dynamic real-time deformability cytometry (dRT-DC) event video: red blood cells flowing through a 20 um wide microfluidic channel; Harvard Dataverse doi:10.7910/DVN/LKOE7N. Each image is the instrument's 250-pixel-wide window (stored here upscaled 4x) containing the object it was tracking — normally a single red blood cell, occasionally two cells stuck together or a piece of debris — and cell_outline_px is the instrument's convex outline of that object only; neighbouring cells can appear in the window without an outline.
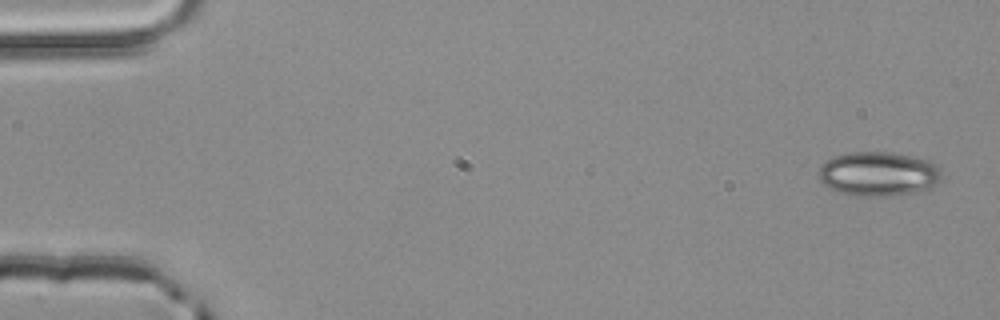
{"species": "common noctule bat (a hibernating species)", "species_latin": "Nyctalus noctula", "temperature_condition": "room temperature", "stored_images_in_passage": 4, "camera_frame_rate_fps": 3000, "um_per_image_px": 0.085, "animal": {"sex": "male", "body_mass_g": 20.4}, "frame": {"image": 1, "passage_image": 1, "time_ms": 0.0, "image_size_px": [1000, 320], "cell_outline_px": [[940, 180], [928, 188], [916, 192], [884, 196], [856, 196], [836, 192], [824, 184], [820, 180], [820, 164], [832, 156], [848, 152], [892, 152], [912, 156], [928, 160], [936, 164], [940, 168]], "centroid_in_image_um": [74.63, 14.77], "position_along_channel_um": 10.4, "area_um2": 31.85}}